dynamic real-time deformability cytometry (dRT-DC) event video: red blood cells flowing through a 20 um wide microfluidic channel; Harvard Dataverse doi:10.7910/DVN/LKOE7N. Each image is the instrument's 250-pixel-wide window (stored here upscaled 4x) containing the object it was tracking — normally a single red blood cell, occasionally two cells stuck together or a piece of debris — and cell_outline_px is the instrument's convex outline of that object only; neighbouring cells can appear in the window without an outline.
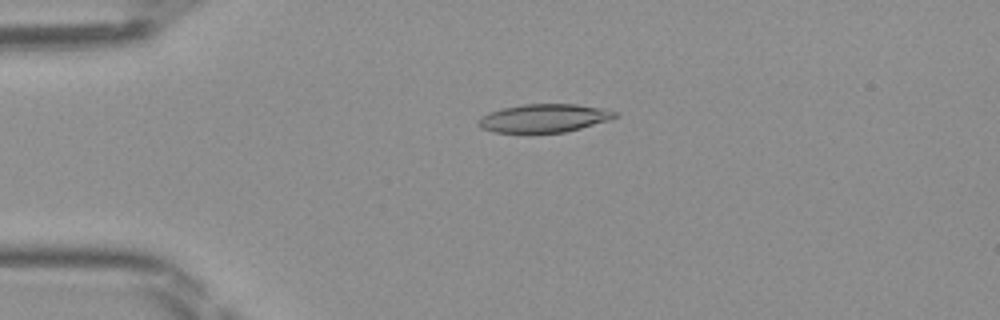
{"species": "Egyptian fruit bat (a non-hibernating species)", "species_latin": "Rousettus aegyptiacus", "temperature_condition": "room temperature", "stored_images_in_passage": 48, "camera_frame_rate_fps": 3000, "um_per_image_px": 0.085, "frame": {"image": 1, "passage_image": 11, "time_ms": 3.333, "image_size_px": [1000, 320], "cell_outline_px": [[616, 116], [608, 120], [580, 128], [564, 132], [528, 136], [492, 132], [480, 128], [476, 124], [476, 120], [488, 112], [504, 108], [524, 104], [576, 104], [604, 108], [616, 112]], "centroid_in_image_um": [46.13, 10.09], "position_along_channel_um": 38.9, "area_um2": 23.41}}
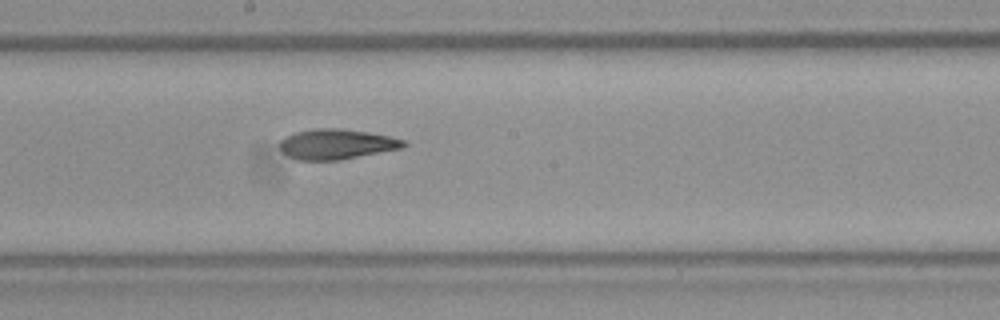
{"frame": {"image": 2, "passage_image": 26, "time_ms": 8.333, "image_size_px": [1000, 320], "cell_outline_px": [[408, 144], [404, 148], [340, 160], [296, 160], [288, 156], [280, 148], [280, 140], [296, 132], [316, 128], [340, 128], [368, 132], [388, 136], [404, 140]], "centroid_in_image_um": [28.63, 12.26], "position_along_channel_um": 219.6, "area_um2": 21.79}}
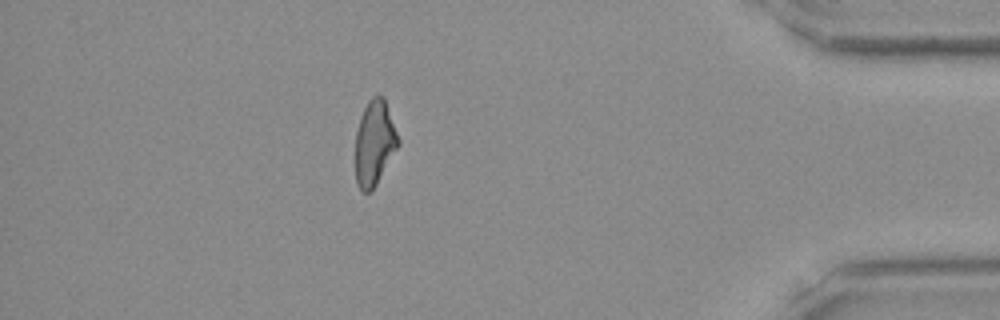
{"frame": {"image": 3, "passage_image": 42, "time_ms": 13.667, "image_size_px": [1000, 320], "cell_outline_px": [[400, 144], [376, 184], [368, 192], [364, 192], [356, 184], [356, 132], [360, 116], [368, 100], [372, 96], [384, 96], [400, 140]], "centroid_in_image_um": [31.84, 12.11], "position_along_channel_um": 403.4, "area_um2": 21.1}}